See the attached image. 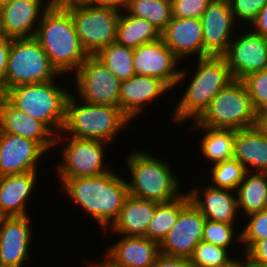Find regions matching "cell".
Masks as SVG:
<instances>
[{"label": "cell", "instance_id": "obj_1", "mask_svg": "<svg viewBox=\"0 0 267 267\" xmlns=\"http://www.w3.org/2000/svg\"><path fill=\"white\" fill-rule=\"evenodd\" d=\"M111 170L99 176L60 180L61 190L96 221L101 231L118 218L129 196L127 180Z\"/></svg>", "mask_w": 267, "mask_h": 267}, {"label": "cell", "instance_id": "obj_2", "mask_svg": "<svg viewBox=\"0 0 267 267\" xmlns=\"http://www.w3.org/2000/svg\"><path fill=\"white\" fill-rule=\"evenodd\" d=\"M35 38L62 76L72 70L74 74L89 56L80 43L69 11L58 0L43 13Z\"/></svg>", "mask_w": 267, "mask_h": 267}, {"label": "cell", "instance_id": "obj_3", "mask_svg": "<svg viewBox=\"0 0 267 267\" xmlns=\"http://www.w3.org/2000/svg\"><path fill=\"white\" fill-rule=\"evenodd\" d=\"M196 69L189 79L188 87L173 110L175 124L189 119L197 120L207 109L212 99L231 81L233 76L222 56L196 59ZM191 80V81H190Z\"/></svg>", "mask_w": 267, "mask_h": 267}, {"label": "cell", "instance_id": "obj_4", "mask_svg": "<svg viewBox=\"0 0 267 267\" xmlns=\"http://www.w3.org/2000/svg\"><path fill=\"white\" fill-rule=\"evenodd\" d=\"M126 165L130 180L127 181L129 195L165 203L180 197V181L171 165L143 150H135L126 155Z\"/></svg>", "mask_w": 267, "mask_h": 267}, {"label": "cell", "instance_id": "obj_5", "mask_svg": "<svg viewBox=\"0 0 267 267\" xmlns=\"http://www.w3.org/2000/svg\"><path fill=\"white\" fill-rule=\"evenodd\" d=\"M130 121L119 107L83 102L73 91L66 102L62 133L112 143L115 135L121 129L125 130Z\"/></svg>", "mask_w": 267, "mask_h": 267}, {"label": "cell", "instance_id": "obj_6", "mask_svg": "<svg viewBox=\"0 0 267 267\" xmlns=\"http://www.w3.org/2000/svg\"><path fill=\"white\" fill-rule=\"evenodd\" d=\"M56 80L21 84L9 88L3 96L17 109L43 122L56 136L65 123L66 102L72 92Z\"/></svg>", "mask_w": 267, "mask_h": 267}, {"label": "cell", "instance_id": "obj_7", "mask_svg": "<svg viewBox=\"0 0 267 267\" xmlns=\"http://www.w3.org/2000/svg\"><path fill=\"white\" fill-rule=\"evenodd\" d=\"M70 13L77 36L88 55H96L117 39L121 9L96 0H58Z\"/></svg>", "mask_w": 267, "mask_h": 267}, {"label": "cell", "instance_id": "obj_8", "mask_svg": "<svg viewBox=\"0 0 267 267\" xmlns=\"http://www.w3.org/2000/svg\"><path fill=\"white\" fill-rule=\"evenodd\" d=\"M255 119L256 110L245 84L233 80L212 99L193 125L236 131L253 127Z\"/></svg>", "mask_w": 267, "mask_h": 267}, {"label": "cell", "instance_id": "obj_9", "mask_svg": "<svg viewBox=\"0 0 267 267\" xmlns=\"http://www.w3.org/2000/svg\"><path fill=\"white\" fill-rule=\"evenodd\" d=\"M62 77L35 37L11 39L5 74V92L14 86L58 80Z\"/></svg>", "mask_w": 267, "mask_h": 267}, {"label": "cell", "instance_id": "obj_10", "mask_svg": "<svg viewBox=\"0 0 267 267\" xmlns=\"http://www.w3.org/2000/svg\"><path fill=\"white\" fill-rule=\"evenodd\" d=\"M61 142L64 148L62 147L61 153H59L62 161L57 165V179L93 177L112 170L104 162L105 149L109 143L66 136L62 132L56 136L55 148Z\"/></svg>", "mask_w": 267, "mask_h": 267}, {"label": "cell", "instance_id": "obj_11", "mask_svg": "<svg viewBox=\"0 0 267 267\" xmlns=\"http://www.w3.org/2000/svg\"><path fill=\"white\" fill-rule=\"evenodd\" d=\"M83 102L119 107L121 81L95 56L89 55L74 73Z\"/></svg>", "mask_w": 267, "mask_h": 267}, {"label": "cell", "instance_id": "obj_12", "mask_svg": "<svg viewBox=\"0 0 267 267\" xmlns=\"http://www.w3.org/2000/svg\"><path fill=\"white\" fill-rule=\"evenodd\" d=\"M135 75L152 76L163 81L170 89L188 77L189 70L177 67L182 61L169 49L162 38L144 43L133 49ZM178 68V69H177ZM187 75V76H186Z\"/></svg>", "mask_w": 267, "mask_h": 267}, {"label": "cell", "instance_id": "obj_13", "mask_svg": "<svg viewBox=\"0 0 267 267\" xmlns=\"http://www.w3.org/2000/svg\"><path fill=\"white\" fill-rule=\"evenodd\" d=\"M236 37V38H235ZM222 55L234 80L267 69V38L247 29L235 36Z\"/></svg>", "mask_w": 267, "mask_h": 267}, {"label": "cell", "instance_id": "obj_14", "mask_svg": "<svg viewBox=\"0 0 267 267\" xmlns=\"http://www.w3.org/2000/svg\"><path fill=\"white\" fill-rule=\"evenodd\" d=\"M206 218L189 201L179 213L176 224L160 243V253L190 258L194 248L202 241Z\"/></svg>", "mask_w": 267, "mask_h": 267}, {"label": "cell", "instance_id": "obj_15", "mask_svg": "<svg viewBox=\"0 0 267 267\" xmlns=\"http://www.w3.org/2000/svg\"><path fill=\"white\" fill-rule=\"evenodd\" d=\"M204 58L222 56L232 41L238 25L234 20L228 0H213L201 16ZM234 31V32H233Z\"/></svg>", "mask_w": 267, "mask_h": 267}, {"label": "cell", "instance_id": "obj_16", "mask_svg": "<svg viewBox=\"0 0 267 267\" xmlns=\"http://www.w3.org/2000/svg\"><path fill=\"white\" fill-rule=\"evenodd\" d=\"M54 1L13 0L0 8V29L10 39L35 37L43 13Z\"/></svg>", "mask_w": 267, "mask_h": 267}, {"label": "cell", "instance_id": "obj_17", "mask_svg": "<svg viewBox=\"0 0 267 267\" xmlns=\"http://www.w3.org/2000/svg\"><path fill=\"white\" fill-rule=\"evenodd\" d=\"M46 153L35 141L0 132V177L37 171Z\"/></svg>", "mask_w": 267, "mask_h": 267}, {"label": "cell", "instance_id": "obj_18", "mask_svg": "<svg viewBox=\"0 0 267 267\" xmlns=\"http://www.w3.org/2000/svg\"><path fill=\"white\" fill-rule=\"evenodd\" d=\"M29 216L0 217V263L6 267H23L30 259L33 232Z\"/></svg>", "mask_w": 267, "mask_h": 267}, {"label": "cell", "instance_id": "obj_19", "mask_svg": "<svg viewBox=\"0 0 267 267\" xmlns=\"http://www.w3.org/2000/svg\"><path fill=\"white\" fill-rule=\"evenodd\" d=\"M0 132L37 142L47 153L55 148L56 135L41 121L14 107L0 95Z\"/></svg>", "mask_w": 267, "mask_h": 267}, {"label": "cell", "instance_id": "obj_20", "mask_svg": "<svg viewBox=\"0 0 267 267\" xmlns=\"http://www.w3.org/2000/svg\"><path fill=\"white\" fill-rule=\"evenodd\" d=\"M187 194L192 204L207 220L228 224L238 222L236 218L241 212H238L236 191L217 188L210 185L209 182L202 189L193 187L192 190L191 188Z\"/></svg>", "mask_w": 267, "mask_h": 267}, {"label": "cell", "instance_id": "obj_21", "mask_svg": "<svg viewBox=\"0 0 267 267\" xmlns=\"http://www.w3.org/2000/svg\"><path fill=\"white\" fill-rule=\"evenodd\" d=\"M171 89L160 79L152 76L134 75L120 83L119 108L132 120L144 110L147 104L164 96Z\"/></svg>", "mask_w": 267, "mask_h": 267}, {"label": "cell", "instance_id": "obj_22", "mask_svg": "<svg viewBox=\"0 0 267 267\" xmlns=\"http://www.w3.org/2000/svg\"><path fill=\"white\" fill-rule=\"evenodd\" d=\"M116 241L103 257L112 267H150L160 253L159 244L146 237L120 235Z\"/></svg>", "mask_w": 267, "mask_h": 267}, {"label": "cell", "instance_id": "obj_23", "mask_svg": "<svg viewBox=\"0 0 267 267\" xmlns=\"http://www.w3.org/2000/svg\"><path fill=\"white\" fill-rule=\"evenodd\" d=\"M161 38L169 49L182 59L197 54V59L204 58L203 28L200 19L172 17Z\"/></svg>", "mask_w": 267, "mask_h": 267}, {"label": "cell", "instance_id": "obj_24", "mask_svg": "<svg viewBox=\"0 0 267 267\" xmlns=\"http://www.w3.org/2000/svg\"><path fill=\"white\" fill-rule=\"evenodd\" d=\"M39 172L0 177V217L28 216L27 201L35 193Z\"/></svg>", "mask_w": 267, "mask_h": 267}, {"label": "cell", "instance_id": "obj_25", "mask_svg": "<svg viewBox=\"0 0 267 267\" xmlns=\"http://www.w3.org/2000/svg\"><path fill=\"white\" fill-rule=\"evenodd\" d=\"M158 202L129 195L120 210L118 218L104 232L121 236L145 237Z\"/></svg>", "mask_w": 267, "mask_h": 267}, {"label": "cell", "instance_id": "obj_26", "mask_svg": "<svg viewBox=\"0 0 267 267\" xmlns=\"http://www.w3.org/2000/svg\"><path fill=\"white\" fill-rule=\"evenodd\" d=\"M233 158L243 165L246 172L267 173V137L255 126L236 130Z\"/></svg>", "mask_w": 267, "mask_h": 267}, {"label": "cell", "instance_id": "obj_27", "mask_svg": "<svg viewBox=\"0 0 267 267\" xmlns=\"http://www.w3.org/2000/svg\"><path fill=\"white\" fill-rule=\"evenodd\" d=\"M237 207L243 215L267 209V173L246 172L236 190Z\"/></svg>", "mask_w": 267, "mask_h": 267}, {"label": "cell", "instance_id": "obj_28", "mask_svg": "<svg viewBox=\"0 0 267 267\" xmlns=\"http://www.w3.org/2000/svg\"><path fill=\"white\" fill-rule=\"evenodd\" d=\"M159 38H161V32L148 21L133 17L123 9L120 11L116 39L119 45L135 49Z\"/></svg>", "mask_w": 267, "mask_h": 267}, {"label": "cell", "instance_id": "obj_29", "mask_svg": "<svg viewBox=\"0 0 267 267\" xmlns=\"http://www.w3.org/2000/svg\"><path fill=\"white\" fill-rule=\"evenodd\" d=\"M193 129L200 128L205 134L200 140V151L211 165L219 161L233 158L235 130L214 129L201 125H193Z\"/></svg>", "mask_w": 267, "mask_h": 267}, {"label": "cell", "instance_id": "obj_30", "mask_svg": "<svg viewBox=\"0 0 267 267\" xmlns=\"http://www.w3.org/2000/svg\"><path fill=\"white\" fill-rule=\"evenodd\" d=\"M190 201L187 192L175 200L159 203L146 230L145 237L159 245L176 224L180 210Z\"/></svg>", "mask_w": 267, "mask_h": 267}, {"label": "cell", "instance_id": "obj_31", "mask_svg": "<svg viewBox=\"0 0 267 267\" xmlns=\"http://www.w3.org/2000/svg\"><path fill=\"white\" fill-rule=\"evenodd\" d=\"M124 9L129 15L148 21L160 32L172 19L170 0H130Z\"/></svg>", "mask_w": 267, "mask_h": 267}, {"label": "cell", "instance_id": "obj_32", "mask_svg": "<svg viewBox=\"0 0 267 267\" xmlns=\"http://www.w3.org/2000/svg\"><path fill=\"white\" fill-rule=\"evenodd\" d=\"M120 81L135 75L133 49L111 43L95 55Z\"/></svg>", "mask_w": 267, "mask_h": 267}, {"label": "cell", "instance_id": "obj_33", "mask_svg": "<svg viewBox=\"0 0 267 267\" xmlns=\"http://www.w3.org/2000/svg\"><path fill=\"white\" fill-rule=\"evenodd\" d=\"M189 259L193 267H230L238 260V255L232 258L228 249L200 241Z\"/></svg>", "mask_w": 267, "mask_h": 267}, {"label": "cell", "instance_id": "obj_34", "mask_svg": "<svg viewBox=\"0 0 267 267\" xmlns=\"http://www.w3.org/2000/svg\"><path fill=\"white\" fill-rule=\"evenodd\" d=\"M212 186L236 191L246 173L243 165L236 159L219 161L211 166Z\"/></svg>", "mask_w": 267, "mask_h": 267}, {"label": "cell", "instance_id": "obj_35", "mask_svg": "<svg viewBox=\"0 0 267 267\" xmlns=\"http://www.w3.org/2000/svg\"><path fill=\"white\" fill-rule=\"evenodd\" d=\"M234 228H237L235 224L206 219L202 241L231 250L229 248H231L230 246H232L234 242H238L239 244L241 242V232H238L239 234H237Z\"/></svg>", "mask_w": 267, "mask_h": 267}, {"label": "cell", "instance_id": "obj_36", "mask_svg": "<svg viewBox=\"0 0 267 267\" xmlns=\"http://www.w3.org/2000/svg\"><path fill=\"white\" fill-rule=\"evenodd\" d=\"M249 221L245 223L241 232V245L245 252L254 242L267 239V209L246 216Z\"/></svg>", "mask_w": 267, "mask_h": 267}, {"label": "cell", "instance_id": "obj_37", "mask_svg": "<svg viewBox=\"0 0 267 267\" xmlns=\"http://www.w3.org/2000/svg\"><path fill=\"white\" fill-rule=\"evenodd\" d=\"M242 81L256 112L267 109V69L250 74Z\"/></svg>", "mask_w": 267, "mask_h": 267}, {"label": "cell", "instance_id": "obj_38", "mask_svg": "<svg viewBox=\"0 0 267 267\" xmlns=\"http://www.w3.org/2000/svg\"><path fill=\"white\" fill-rule=\"evenodd\" d=\"M235 21L248 25L255 20L267 0H228ZM241 21V22H240Z\"/></svg>", "mask_w": 267, "mask_h": 267}, {"label": "cell", "instance_id": "obj_39", "mask_svg": "<svg viewBox=\"0 0 267 267\" xmlns=\"http://www.w3.org/2000/svg\"><path fill=\"white\" fill-rule=\"evenodd\" d=\"M172 17L201 19L202 13L213 0H170Z\"/></svg>", "mask_w": 267, "mask_h": 267}, {"label": "cell", "instance_id": "obj_40", "mask_svg": "<svg viewBox=\"0 0 267 267\" xmlns=\"http://www.w3.org/2000/svg\"><path fill=\"white\" fill-rule=\"evenodd\" d=\"M243 255L246 267H267V239L257 240Z\"/></svg>", "mask_w": 267, "mask_h": 267}, {"label": "cell", "instance_id": "obj_41", "mask_svg": "<svg viewBox=\"0 0 267 267\" xmlns=\"http://www.w3.org/2000/svg\"><path fill=\"white\" fill-rule=\"evenodd\" d=\"M11 39L5 38L0 43V95L5 93V74L10 53Z\"/></svg>", "mask_w": 267, "mask_h": 267}, {"label": "cell", "instance_id": "obj_42", "mask_svg": "<svg viewBox=\"0 0 267 267\" xmlns=\"http://www.w3.org/2000/svg\"><path fill=\"white\" fill-rule=\"evenodd\" d=\"M150 267H193L190 259L159 253Z\"/></svg>", "mask_w": 267, "mask_h": 267}, {"label": "cell", "instance_id": "obj_43", "mask_svg": "<svg viewBox=\"0 0 267 267\" xmlns=\"http://www.w3.org/2000/svg\"><path fill=\"white\" fill-rule=\"evenodd\" d=\"M251 30L267 38V3L262 7L255 20L251 23Z\"/></svg>", "mask_w": 267, "mask_h": 267}, {"label": "cell", "instance_id": "obj_44", "mask_svg": "<svg viewBox=\"0 0 267 267\" xmlns=\"http://www.w3.org/2000/svg\"><path fill=\"white\" fill-rule=\"evenodd\" d=\"M263 135L267 137V109L256 112L254 125Z\"/></svg>", "mask_w": 267, "mask_h": 267}, {"label": "cell", "instance_id": "obj_45", "mask_svg": "<svg viewBox=\"0 0 267 267\" xmlns=\"http://www.w3.org/2000/svg\"><path fill=\"white\" fill-rule=\"evenodd\" d=\"M102 4L124 9L130 2V0H96Z\"/></svg>", "mask_w": 267, "mask_h": 267}, {"label": "cell", "instance_id": "obj_46", "mask_svg": "<svg viewBox=\"0 0 267 267\" xmlns=\"http://www.w3.org/2000/svg\"><path fill=\"white\" fill-rule=\"evenodd\" d=\"M99 261H97V263H95V261L93 262H90L87 261V264H89L88 266L89 267H112V266H109L103 259L102 261L100 260V262L98 263Z\"/></svg>", "mask_w": 267, "mask_h": 267}, {"label": "cell", "instance_id": "obj_47", "mask_svg": "<svg viewBox=\"0 0 267 267\" xmlns=\"http://www.w3.org/2000/svg\"><path fill=\"white\" fill-rule=\"evenodd\" d=\"M239 259L230 267H246L244 264V260H242L241 257Z\"/></svg>", "mask_w": 267, "mask_h": 267}, {"label": "cell", "instance_id": "obj_48", "mask_svg": "<svg viewBox=\"0 0 267 267\" xmlns=\"http://www.w3.org/2000/svg\"><path fill=\"white\" fill-rule=\"evenodd\" d=\"M13 0H0V8L11 3Z\"/></svg>", "mask_w": 267, "mask_h": 267}, {"label": "cell", "instance_id": "obj_49", "mask_svg": "<svg viewBox=\"0 0 267 267\" xmlns=\"http://www.w3.org/2000/svg\"><path fill=\"white\" fill-rule=\"evenodd\" d=\"M5 35L3 33V31L0 29V43L5 39Z\"/></svg>", "mask_w": 267, "mask_h": 267}]
</instances>
